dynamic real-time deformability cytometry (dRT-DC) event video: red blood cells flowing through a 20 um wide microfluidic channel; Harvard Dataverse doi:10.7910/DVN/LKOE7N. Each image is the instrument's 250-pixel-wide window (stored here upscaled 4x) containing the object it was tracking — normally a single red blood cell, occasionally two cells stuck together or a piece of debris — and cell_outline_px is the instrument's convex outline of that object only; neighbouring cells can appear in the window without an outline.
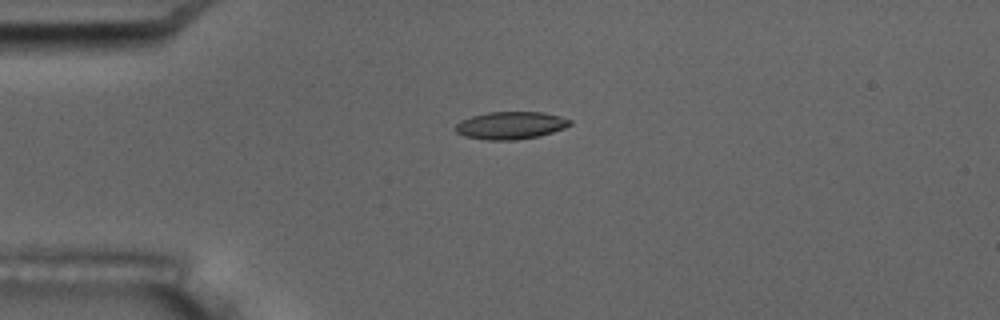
{"species": "common noctule bat (a hibernating species)", "species_latin": "Nyctalus noctula", "temperature_condition": "room temperature", "stored_images_in_passage": 2, "camera_frame_rate_fps": 3000, "um_per_image_px": 0.085, "animal": {"sex": "male", "body_mass_g": 17.5, "forearm_length_mm": 52.3}, "frame": {"image": 1, "passage_image": 1, "time_ms": 0.0, "image_size_px": [1000, 320], "cell_outline_px": [[572, 124], [564, 128], [540, 136], [516, 140], [488, 140], [464, 136], [456, 132], [452, 128], [460, 120], [472, 116], [488, 112], [544, 112], [560, 116], [572, 120]], "centroid_in_image_um": [43.39, 10.66], "position_along_channel_um": 41.6, "area_um2": 18.55}}